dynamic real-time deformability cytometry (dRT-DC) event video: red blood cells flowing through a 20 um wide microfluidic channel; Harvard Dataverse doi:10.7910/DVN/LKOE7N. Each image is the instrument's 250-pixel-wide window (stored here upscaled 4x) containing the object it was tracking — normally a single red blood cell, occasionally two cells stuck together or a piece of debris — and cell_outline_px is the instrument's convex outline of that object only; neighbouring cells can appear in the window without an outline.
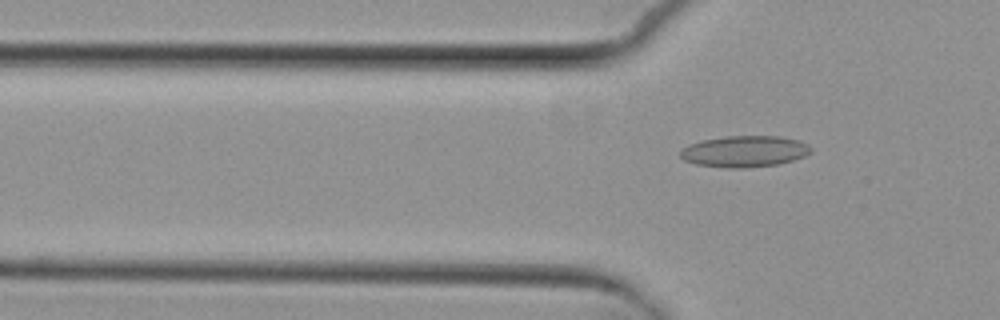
{"species": "common noctule bat (a hibernating species)", "species_latin": "Nyctalus noctula", "temperature_condition": "cold", "stored_images_in_passage": 4, "camera_frame_rate_fps": 3000, "um_per_image_px": 0.085, "animal": {"sex": "female", "body_mass_g": 29.2, "forearm_length_mm": 56.3}, "frame": {"image": 1, "passage_image": 4, "time_ms": 4.333, "image_size_px": [1000, 320], "cell_outline_px": [[812, 152], [804, 156], [792, 160], [776, 164], [744, 168], [728, 168], [696, 164], [684, 160], [680, 156], [680, 152], [688, 144], [700, 140], [728, 136], [780, 136], [800, 140], [808, 144], [812, 148]], "centroid_in_image_um": [63.29, 12.86], "position_along_channel_um": 62.5, "area_um2": 23.87}}